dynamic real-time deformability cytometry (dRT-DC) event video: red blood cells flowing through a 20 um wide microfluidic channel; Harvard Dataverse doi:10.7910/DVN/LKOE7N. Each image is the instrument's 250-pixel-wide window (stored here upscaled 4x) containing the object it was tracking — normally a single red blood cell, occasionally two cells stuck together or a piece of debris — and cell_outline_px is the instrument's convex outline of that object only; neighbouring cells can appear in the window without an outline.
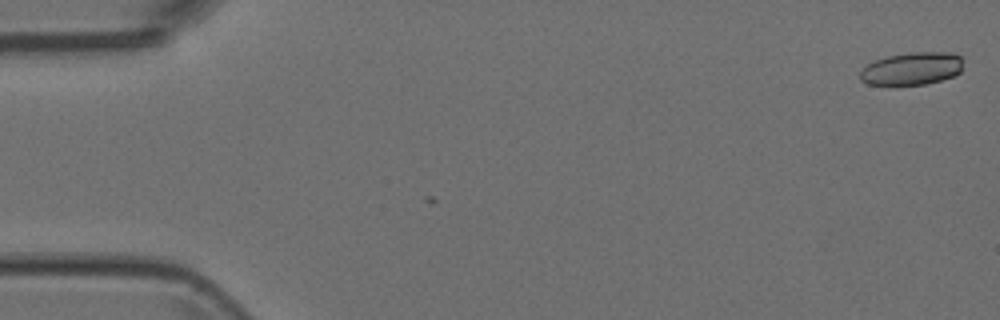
{"species": "Egyptian fruit bat (a non-hibernating species)", "species_latin": "Rousettus aegyptiacus", "temperature_condition": "room temperature", "stored_images_in_passage": 3, "camera_frame_rate_fps": 3000, "um_per_image_px": 0.085, "animal": {"sex": "female"}, "frame": {"image": 1, "passage_image": 3, "time_ms": 0.667, "image_size_px": [1000, 320], "cell_outline_px": [[960, 72], [952, 76], [940, 80], [924, 84], [896, 88], [868, 84], [860, 80], [860, 72], [868, 64], [876, 60], [888, 56], [912, 52], [956, 52], [960, 56]], "centroid_in_image_um": [77.45, 5.87], "position_along_channel_um": 7.5, "area_um2": 20.06}}